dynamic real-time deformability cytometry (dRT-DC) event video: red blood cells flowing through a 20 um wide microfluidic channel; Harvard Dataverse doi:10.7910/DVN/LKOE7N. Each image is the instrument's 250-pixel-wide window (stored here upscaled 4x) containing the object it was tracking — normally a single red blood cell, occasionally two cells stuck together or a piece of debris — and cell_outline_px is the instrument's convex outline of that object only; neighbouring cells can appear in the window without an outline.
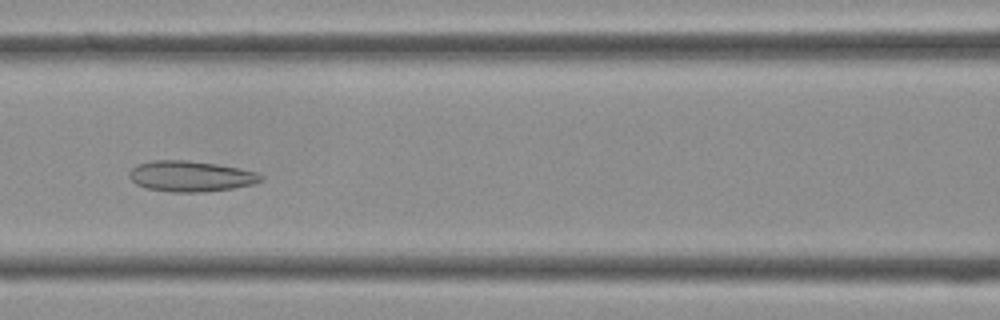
{"species": "Egyptian fruit bat (a non-hibernating species)", "species_latin": "Rousettus aegyptiacus", "temperature_condition": "cold", "stored_images_in_passage": 39, "camera_frame_rate_fps": 3000, "um_per_image_px": 0.085, "frame": {"image": 1, "passage_image": 16, "time_ms": 5.0, "image_size_px": [1000, 320], "cell_outline_px": [[264, 180], [252, 184], [232, 188], [200, 192], [172, 192], [144, 188], [136, 184], [128, 176], [128, 172], [136, 164], [152, 160], [188, 160], [216, 164], [240, 168], [256, 172], [264, 176]], "centroid_in_image_um": [16.18, 14.97], "position_along_channel_um": 150.4, "area_um2": 23.7}}
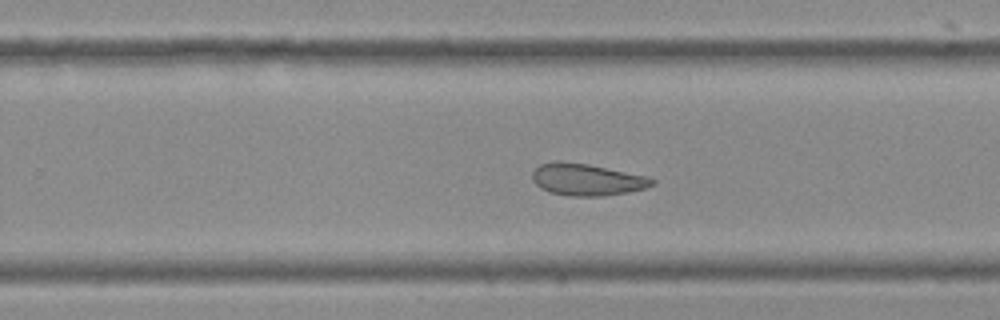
{"frame": {"image": 2, "passage_image": 24, "time_ms": 7.667, "image_size_px": [1000, 320], "cell_outline_px": [[656, 184], [644, 188], [628, 192], [604, 196], [568, 196], [548, 192], [540, 188], [532, 180], [532, 172], [540, 164], [560, 160], [588, 164], [648, 176], [656, 180]], "centroid_in_image_um": [49.88, 15.26], "position_along_channel_um": 279.9, "area_um2": 22.48}}
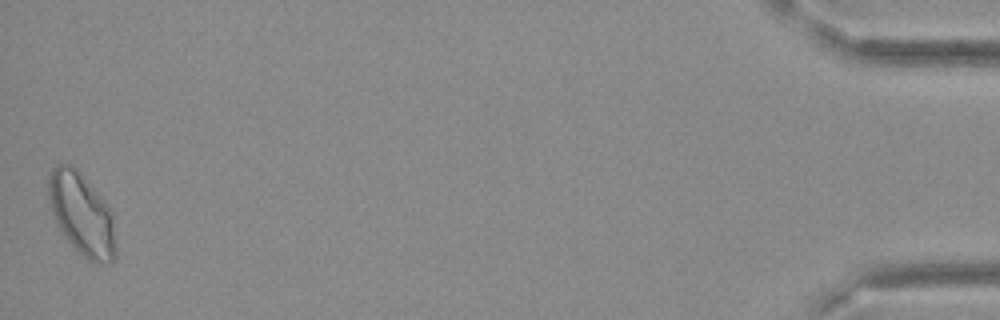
{"frame": {"image": 3, "passage_image": 39, "time_ms": 12.667, "image_size_px": [1000, 320], "cell_outline_px": [[116, 260], [108, 264], [96, 264], [88, 260], [76, 252], [64, 236], [56, 224], [48, 200], [48, 180], [52, 168], [56, 164], [72, 164], [76, 168], [104, 200], [112, 212], [116, 248]], "centroid_in_image_um": [6.95, 18.26], "position_along_channel_um": 428.3, "area_um2": 32.71}}